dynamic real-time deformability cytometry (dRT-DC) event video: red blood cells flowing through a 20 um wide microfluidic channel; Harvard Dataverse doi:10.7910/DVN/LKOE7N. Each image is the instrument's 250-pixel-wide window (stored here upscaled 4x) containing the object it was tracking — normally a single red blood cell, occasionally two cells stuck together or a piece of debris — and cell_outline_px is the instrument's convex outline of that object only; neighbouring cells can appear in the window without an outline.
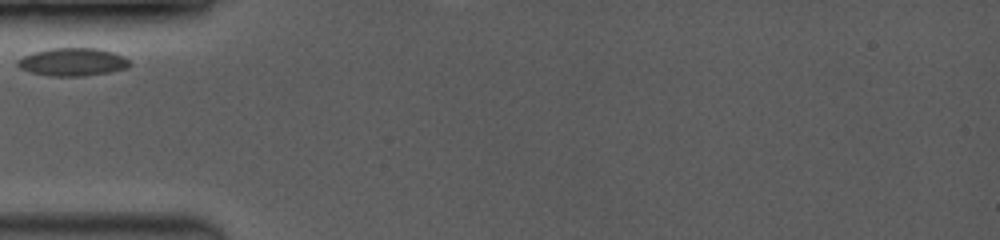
{"species": "common noctule bat (a hibernating species)", "species_latin": "Nyctalus noctula", "temperature_condition": "room temperature", "stored_images_in_passage": 8, "camera_frame_rate_fps": 3500, "um_per_image_px": 0.085, "animal": {"sex": "female", "body_mass_g": 19.0, "forearm_length_mm": 53.3}, "frame": {"image": 1, "passage_image": 1, "time_ms": 0.0, "image_size_px": [1000, 240], "cell_outline_px": [[132, 64], [128, 68], [108, 72], [84, 76], [52, 76], [32, 72], [20, 68], [12, 64], [16, 60], [32, 52], [52, 48], [96, 48], [112, 52], [128, 60]], "centroid_in_image_um": [6.12, 5.27], "position_along_channel_um": 78.9, "area_um2": 18.21}}
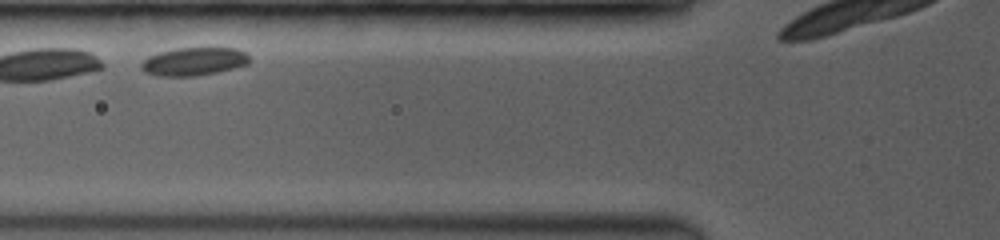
{"frame": {"image": 2, "passage_image": 4, "time_ms": 0.857, "image_size_px": [1000, 240], "cell_outline_px": [[252, 60], [248, 64], [216, 72], [192, 76], [156, 76], [144, 72], [140, 68], [140, 64], [148, 56], [160, 52], [176, 48], [236, 48], [244, 52]], "centroid_in_image_um": [16.45, 5.23], "position_along_channel_um": 109.4, "area_um2": 17.69}}